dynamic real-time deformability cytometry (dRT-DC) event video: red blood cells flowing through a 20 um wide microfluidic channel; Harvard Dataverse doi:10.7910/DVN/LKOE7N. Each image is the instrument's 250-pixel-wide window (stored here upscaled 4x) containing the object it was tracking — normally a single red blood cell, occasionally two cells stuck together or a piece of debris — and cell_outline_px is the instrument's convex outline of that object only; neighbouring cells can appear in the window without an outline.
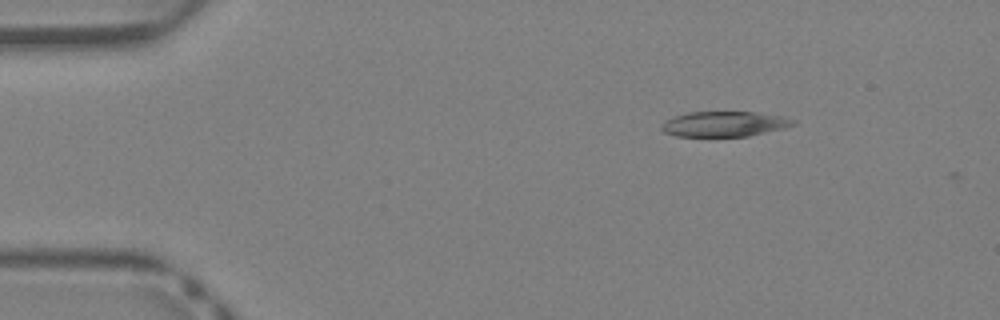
{"species": "Egyptian fruit bat (a non-hibernating species)", "species_latin": "Rousettus aegyptiacus", "temperature_condition": "warm", "stored_images_in_passage": 36, "camera_frame_rate_fps": 3000, "um_per_image_px": 0.085, "animal": {"sex": "female"}, "frame": {"image": 1, "passage_image": 1, "time_ms": 0.0, "image_size_px": [1000, 320], "cell_outline_px": [[796, 124], [784, 128], [748, 136], [676, 136], [664, 132], [660, 128], [672, 116], [688, 112], [756, 112], [784, 116], [796, 120]], "centroid_in_image_um": [61.6, 10.53], "position_along_channel_um": 23.4, "area_um2": 19.31}}
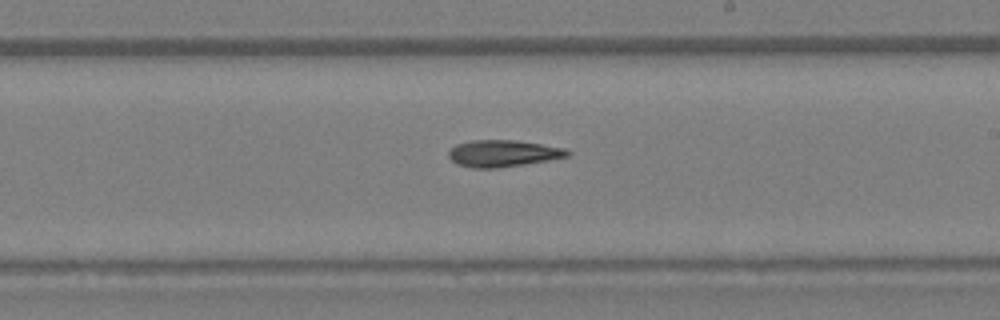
{"frame": {"image": 2, "passage_image": 19, "time_ms": 6.0, "image_size_px": [1000, 320], "cell_outline_px": [[572, 152], [568, 156], [548, 160], [524, 164], [496, 168], [472, 168], [456, 164], [448, 156], [448, 152], [456, 144], [472, 140], [516, 140], [564, 148]], "centroid_in_image_um": [42.73, 13.04], "position_along_channel_um": 246.3, "area_um2": 18.44}}
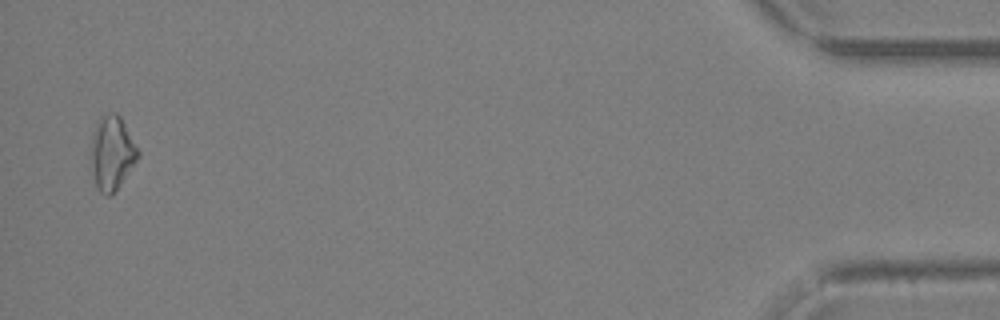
{"frame": {"image": 3, "passage_image": 35, "time_ms": 11.333, "image_size_px": [1000, 320], "cell_outline_px": [[140, 156], [116, 188], [108, 196], [104, 196], [100, 192], [96, 184], [92, 172], [92, 132], [100, 116], [112, 112], [116, 112], [120, 116], [140, 152]], "centroid_in_image_um": [9.51, 12.96], "position_along_channel_um": 425.7, "area_um2": 19.83}}